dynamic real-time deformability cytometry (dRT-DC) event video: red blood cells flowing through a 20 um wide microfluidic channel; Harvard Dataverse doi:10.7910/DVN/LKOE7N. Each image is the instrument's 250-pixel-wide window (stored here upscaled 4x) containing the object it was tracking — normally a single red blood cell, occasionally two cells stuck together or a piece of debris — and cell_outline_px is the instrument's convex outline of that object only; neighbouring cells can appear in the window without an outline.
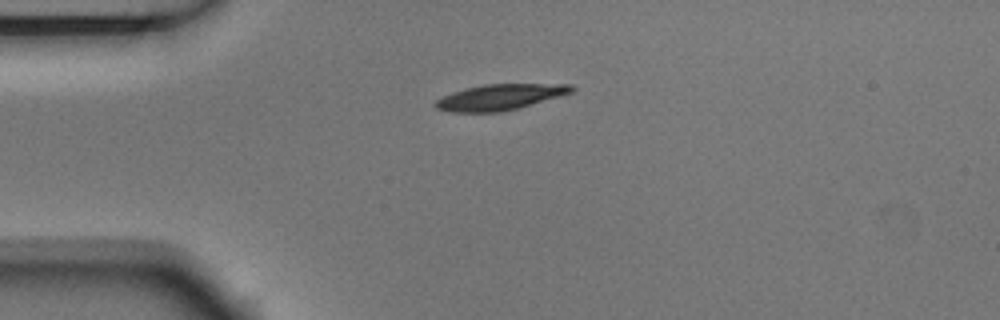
{"species": "Egyptian fruit bat (a non-hibernating species)", "species_latin": "Rousettus aegyptiacus", "temperature_condition": "room temperature", "stored_images_in_passage": 12, "camera_frame_rate_fps": 3000, "um_per_image_px": 0.085, "animal": {"sex": "male"}, "frame": {"image": 1, "passage_image": 1, "time_ms": 0.0, "image_size_px": [1000, 320], "cell_outline_px": [[576, 88], [572, 92], [560, 96], [516, 108], [500, 112], [452, 112], [436, 108], [432, 104], [436, 100], [452, 92], [464, 88], [484, 84], [572, 84]], "centroid_in_image_um": [42.47, 8.24], "position_along_channel_um": 42.5, "area_um2": 20.35}}
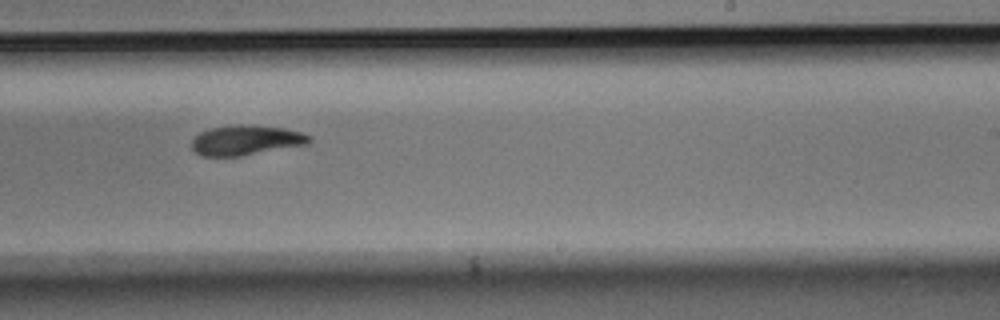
{"frame": {"image": 2, "passage_image": 7, "time_ms": 2.0, "image_size_px": [1000, 320], "cell_outline_px": [[312, 140], [308, 144], [240, 156], [204, 156], [196, 152], [192, 148], [192, 140], [200, 132], [212, 128], [240, 124], [284, 128], [300, 132], [312, 136]], "centroid_in_image_um": [20.93, 11.92], "position_along_channel_um": 268.1, "area_um2": 20.29}}
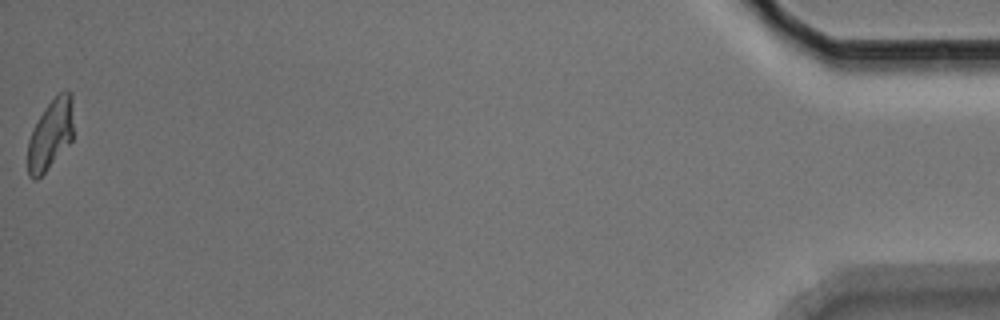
{"frame": {"image": 3, "passage_image": 12, "time_ms": 3.667, "image_size_px": [1000, 320], "cell_outline_px": [[72, 140], [48, 168], [36, 180], [32, 180], [28, 176], [28, 140], [32, 128], [44, 108], [60, 92], [72, 92]], "centroid_in_image_um": [4.27, 11.44], "position_along_channel_um": 430.9, "area_um2": 18.5}}